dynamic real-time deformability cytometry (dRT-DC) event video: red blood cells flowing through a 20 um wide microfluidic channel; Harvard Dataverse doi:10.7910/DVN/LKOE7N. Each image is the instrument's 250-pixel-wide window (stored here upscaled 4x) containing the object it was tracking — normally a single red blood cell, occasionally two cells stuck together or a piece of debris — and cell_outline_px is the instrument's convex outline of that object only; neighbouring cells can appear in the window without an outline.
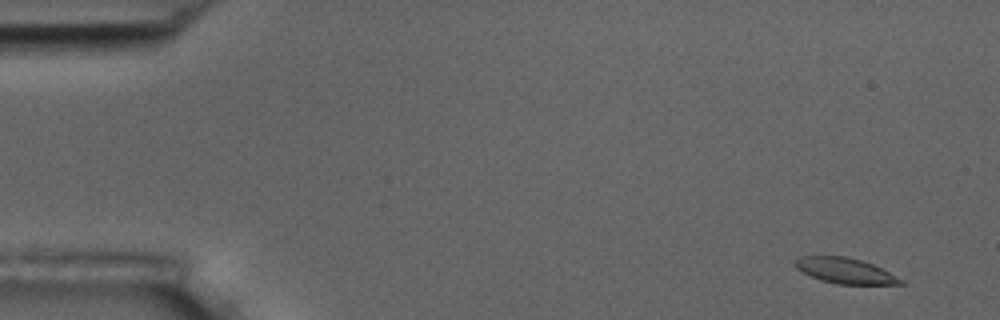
{"species": "common noctule bat (a hibernating species)", "species_latin": "Nyctalus noctula", "temperature_condition": "room temperature", "stored_images_in_passage": 4, "camera_frame_rate_fps": 3000, "um_per_image_px": 0.085, "animal": {"sex": "male", "body_mass_g": 17.5, "forearm_length_mm": 52.3}, "frame": {"image": 1, "passage_image": 1, "time_ms": 0.0, "image_size_px": [1000, 320], "cell_outline_px": [[904, 284], [836, 284], [820, 280], [796, 268], [796, 260], [800, 256], [844, 256], [860, 260], [872, 264], [904, 280]], "centroid_in_image_um": [71.84, 23.01], "position_along_channel_um": 13.2, "area_um2": 15.37}}
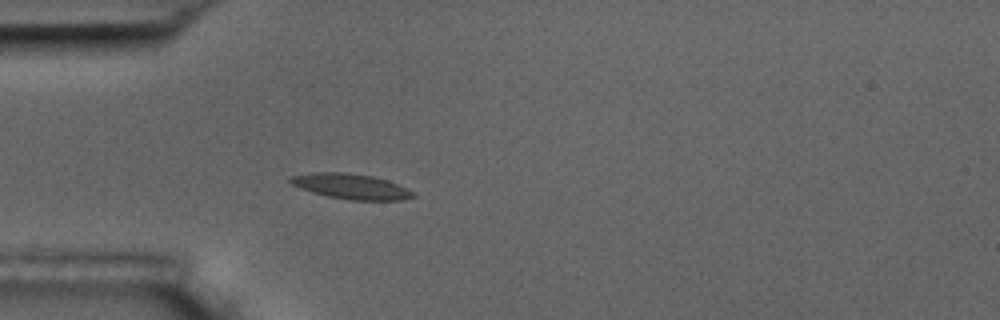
{"frame": {"image": 2, "passage_image": 4, "time_ms": 4.333, "image_size_px": [1000, 320], "cell_outline_px": [[416, 196], [400, 200], [352, 200], [328, 196], [312, 192], [300, 188], [292, 184], [288, 180], [292, 176], [312, 172], [344, 172], [372, 176], [388, 180], [412, 192]], "centroid_in_image_um": [29.8, 15.84], "position_along_channel_um": 55.2, "area_um2": 17.8}}